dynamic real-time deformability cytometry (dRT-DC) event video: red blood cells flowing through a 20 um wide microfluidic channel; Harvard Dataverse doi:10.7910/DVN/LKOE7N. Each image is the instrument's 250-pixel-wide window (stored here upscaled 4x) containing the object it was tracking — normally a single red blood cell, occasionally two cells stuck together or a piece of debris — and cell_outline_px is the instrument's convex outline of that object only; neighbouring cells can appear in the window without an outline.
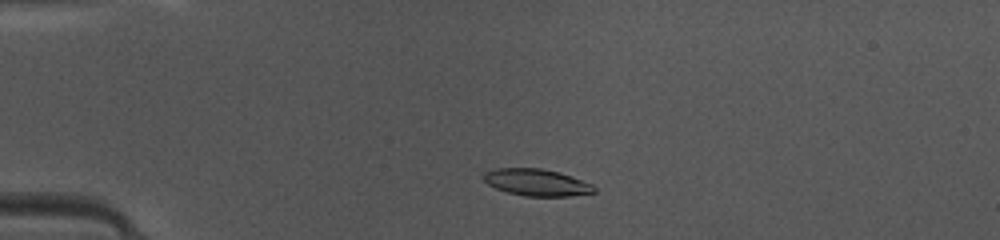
{"species": "common noctule bat (a hibernating species)", "species_latin": "Nyctalus noctula", "temperature_condition": "warm", "stored_images_in_passage": 41, "camera_frame_rate_fps": 3000, "um_per_image_px": 0.085, "animal": {"sex": "female", "body_mass_g": 10.0, "forearm_length_mm": 53.1}, "frame": {"image": 1, "passage_image": 5, "time_ms": 1.333, "image_size_px": [1000, 240], "cell_outline_px": [[596, 192], [568, 196], [524, 196], [508, 192], [496, 188], [488, 184], [480, 176], [484, 172], [496, 168], [540, 168], [560, 172], [592, 184], [596, 188]], "centroid_in_image_um": [45.59, 15.5], "position_along_channel_um": 39.4, "area_um2": 17.34}}
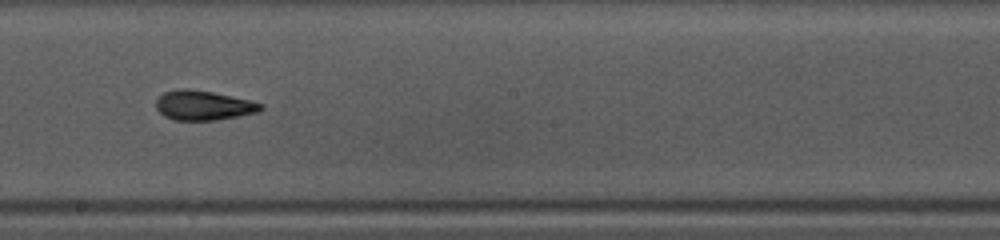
{"frame": {"image": 2, "passage_image": 21, "time_ms": 6.667, "image_size_px": [1000, 240], "cell_outline_px": [[264, 108], [260, 112], [216, 120], [172, 120], [164, 116], [156, 108], [156, 100], [164, 92], [184, 88], [212, 92], [248, 100], [264, 104]], "centroid_in_image_um": [17.3, 8.97], "position_along_channel_um": 230.9, "area_um2": 17.98}}
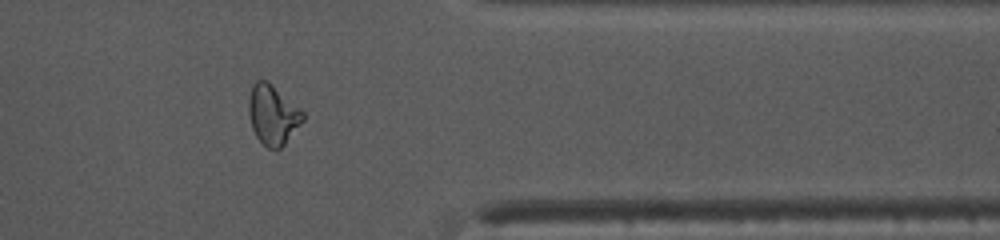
{"frame": {"image": 3, "passage_image": 33, "time_ms": 10.667, "image_size_px": [1000, 240], "cell_outline_px": [[304, 120], [284, 144], [280, 148], [268, 148], [256, 136], [252, 128], [248, 112], [248, 100], [252, 84], [256, 80], [264, 80], [300, 108], [304, 112]], "centroid_in_image_um": [23.17, 9.76], "position_along_channel_um": 388.2, "area_um2": 18.44}, "authors_computed_cell_mechanics": {"area_um2": 17.918, "velocity_mm_per_s": 4.1778, "shape_relaxation_time_tau1_ms": 9.755, "shape_relaxation_time_tau2_ms": 2.8134, "deformation_change_tau1": 0.2836, "deformation_change_tau2": 0.0901}}